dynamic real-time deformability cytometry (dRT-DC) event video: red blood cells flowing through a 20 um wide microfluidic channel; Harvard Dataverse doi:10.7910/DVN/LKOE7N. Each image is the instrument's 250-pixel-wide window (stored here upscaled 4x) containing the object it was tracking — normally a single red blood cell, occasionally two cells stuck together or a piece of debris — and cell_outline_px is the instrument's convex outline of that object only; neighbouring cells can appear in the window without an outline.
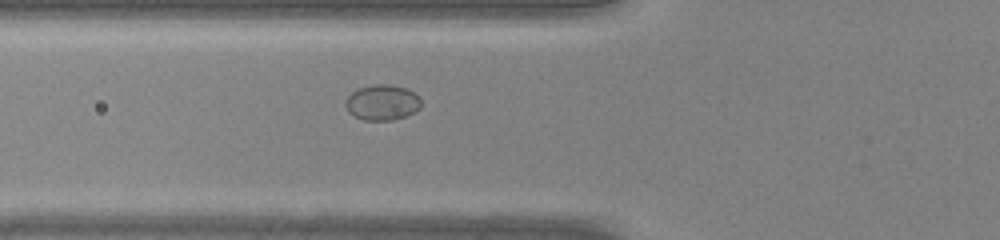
{"species": "common noctule bat (a hibernating species)", "species_latin": "Nyctalus noctula", "temperature_condition": "warm", "stored_images_in_passage": 30, "camera_frame_rate_fps": 3000, "um_per_image_px": 0.085, "animal": {"sex": "male", "body_mass_g": 20.0, "forearm_length_mm": 53.3}, "frame": {"image": 1, "passage_image": 2, "time_ms": 0.333, "image_size_px": [1000, 240], "cell_outline_px": [[420, 108], [404, 116], [392, 120], [364, 120], [348, 112], [344, 104], [344, 100], [352, 92], [360, 88], [372, 84], [392, 84], [408, 88], [420, 100]], "centroid_in_image_um": [32.45, 8.69], "position_along_channel_um": 93.4, "area_um2": 15.55}}
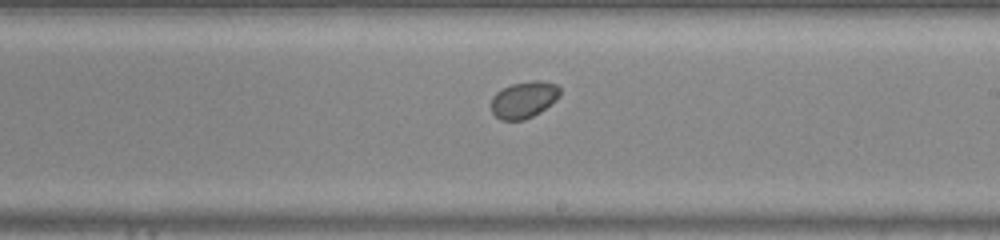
{"frame": {"image": 2, "passage_image": 12, "time_ms": 3.667, "image_size_px": [1000, 240], "cell_outline_px": [[560, 96], [556, 100], [540, 112], [524, 120], [500, 120], [492, 112], [492, 96], [496, 92], [512, 84], [532, 80], [540, 80], [556, 84], [560, 88]], "centroid_in_image_um": [44.54, 8.47], "position_along_channel_um": 244.5, "area_um2": 14.68}}
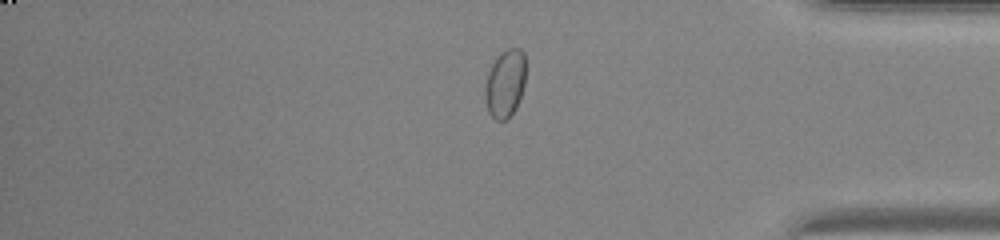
{"frame": {"image": 3, "passage_image": 23, "time_ms": 7.333, "image_size_px": [1000, 240], "cell_outline_px": [[524, 84], [516, 108], [504, 120], [496, 120], [488, 112], [484, 96], [484, 88], [488, 72], [496, 56], [508, 48], [520, 48], [524, 52]], "centroid_in_image_um": [42.91, 7.08], "position_along_channel_um": 392.3, "area_um2": 15.95}}